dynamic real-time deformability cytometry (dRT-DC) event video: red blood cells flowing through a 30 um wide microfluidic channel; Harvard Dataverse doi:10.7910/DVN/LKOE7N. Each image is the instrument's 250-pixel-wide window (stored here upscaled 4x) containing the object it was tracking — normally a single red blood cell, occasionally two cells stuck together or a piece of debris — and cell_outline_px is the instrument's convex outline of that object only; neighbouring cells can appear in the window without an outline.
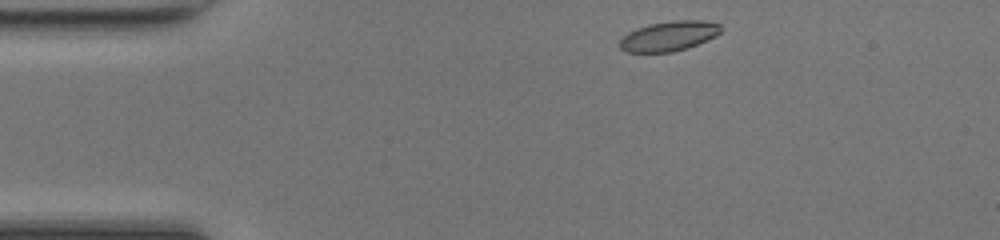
{"species": "common noctule bat (a hibernating species)", "species_latin": "Nyctalus noctula", "temperature_condition": "room temperature", "stored_images_in_passage": 41, "camera_frame_rate_fps": 3000, "um_per_image_px": 0.085, "animal": {"sex": "female", "body_mass_g": 17.0, "forearm_length_mm": 48.0}, "frame": {"image": 1, "passage_image": 1, "time_ms": 0.0, "image_size_px": [1000, 240], "cell_outline_px": [[720, 32], [716, 36], [696, 44], [672, 52], [624, 52], [620, 48], [620, 40], [628, 32], [636, 28], [648, 24], [672, 20], [704, 20], [720, 24]], "centroid_in_image_um": [56.83, 3.05], "position_along_channel_um": 28.2, "area_um2": 17.51}}
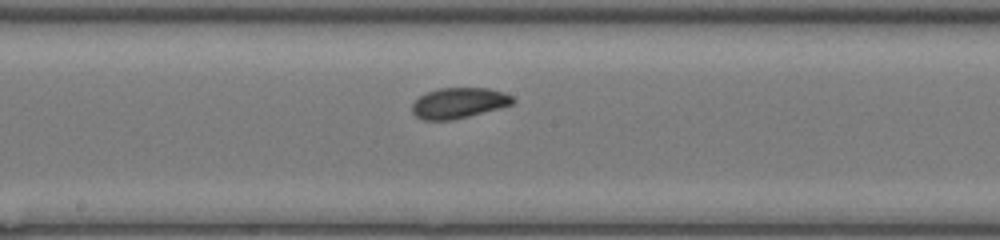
{"frame": {"image": 2, "passage_image": 18, "time_ms": 5.667, "image_size_px": [1000, 240], "cell_outline_px": [[516, 100], [512, 104], [500, 108], [452, 120], [424, 120], [416, 116], [412, 112], [412, 104], [420, 96], [428, 92], [440, 88], [488, 88], [504, 92], [512, 96]], "centroid_in_image_um": [39.01, 8.75], "position_along_channel_um": 209.2, "area_um2": 17.86}}
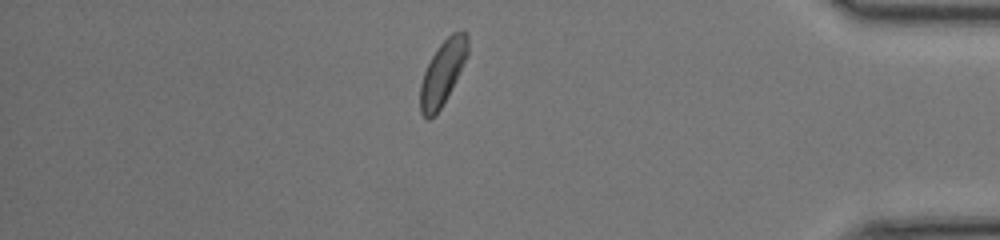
{"frame": {"image": 3, "passage_image": 34, "time_ms": 11.0, "image_size_px": [1000, 240], "cell_outline_px": [[468, 52], [440, 108], [428, 120], [420, 112], [420, 84], [424, 72], [432, 56], [440, 44], [452, 32], [464, 32], [468, 36]], "centroid_in_image_um": [37.58, 6.16], "position_along_channel_um": 397.6, "area_um2": 16.88}, "authors_computed_cell_mechanics": {"area_um2": 17.7446, "velocity_mm_per_s": 4.2591, "shape_relaxation_time_tau1_ms": 1.3941, "shape_relaxation_time_tau2_ms": null, "deformation_change_tau1": 0.0633, "deformation_change_tau2": null}}